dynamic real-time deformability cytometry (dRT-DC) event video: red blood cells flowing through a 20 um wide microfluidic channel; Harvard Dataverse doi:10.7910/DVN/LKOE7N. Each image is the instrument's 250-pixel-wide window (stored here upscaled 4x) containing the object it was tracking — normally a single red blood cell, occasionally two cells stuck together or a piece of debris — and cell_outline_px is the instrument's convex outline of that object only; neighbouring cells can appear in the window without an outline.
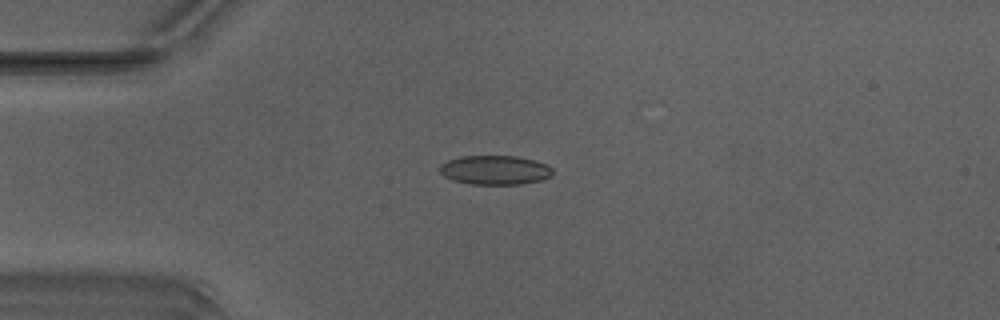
{"species": "Egyptian fruit bat (a non-hibernating species)", "species_latin": "Rousettus aegyptiacus", "temperature_condition": "warm", "stored_images_in_passage": 38, "camera_frame_rate_fps": 3000, "um_per_image_px": 0.085, "animal": {"sex": "male"}, "frame": {"image": 1, "passage_image": 5, "time_ms": 1.333, "image_size_px": [1000, 320], "cell_outline_px": [[552, 176], [544, 180], [520, 184], [468, 184], [452, 180], [444, 176], [440, 172], [440, 164], [448, 160], [460, 156], [516, 156], [536, 160], [548, 164], [552, 168]], "centroid_in_image_um": [42.1, 14.45], "position_along_channel_um": 42.9, "area_um2": 19.48}}
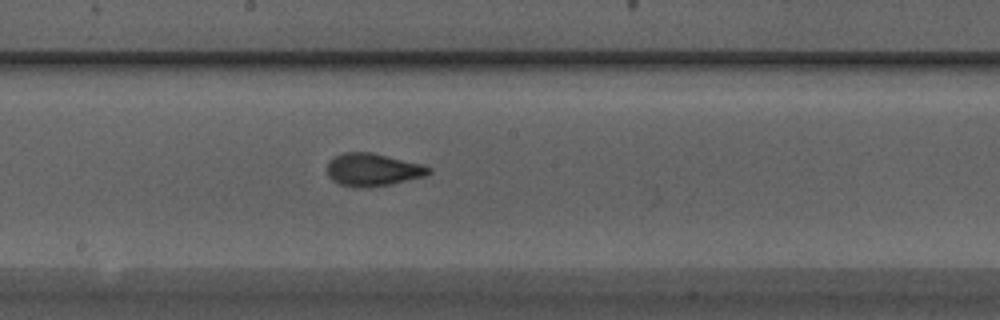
{"frame": {"image": 2, "passage_image": 19, "time_ms": 6.0, "image_size_px": [1000, 320], "cell_outline_px": [[432, 172], [424, 176], [388, 184], [340, 184], [332, 180], [328, 176], [328, 160], [332, 156], [340, 152], [372, 152], [424, 164], [432, 168]], "centroid_in_image_um": [31.7, 14.34], "position_along_channel_um": 216.5, "area_um2": 18.79}}
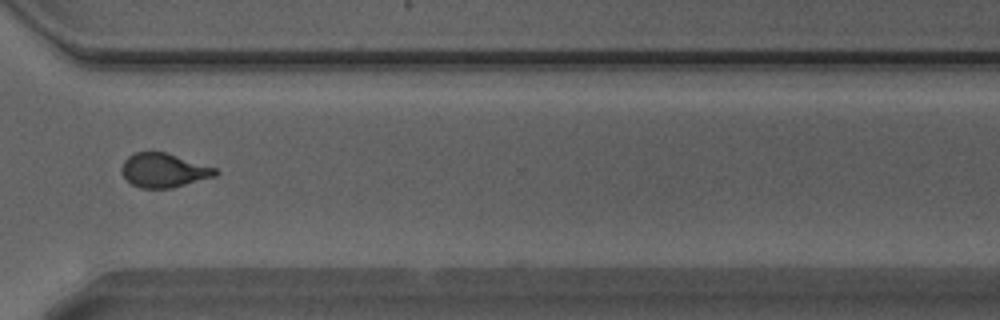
{"frame": {"image": 3, "passage_image": 29, "time_ms": 9.333, "image_size_px": [1000, 320], "cell_outline_px": [[220, 172], [216, 176], [172, 188], [140, 188], [132, 184], [124, 176], [120, 168], [124, 160], [128, 156], [136, 152], [164, 152], [216, 168]], "centroid_in_image_um": [13.92, 14.48], "position_along_channel_um": 356.7, "area_um2": 18.5}}